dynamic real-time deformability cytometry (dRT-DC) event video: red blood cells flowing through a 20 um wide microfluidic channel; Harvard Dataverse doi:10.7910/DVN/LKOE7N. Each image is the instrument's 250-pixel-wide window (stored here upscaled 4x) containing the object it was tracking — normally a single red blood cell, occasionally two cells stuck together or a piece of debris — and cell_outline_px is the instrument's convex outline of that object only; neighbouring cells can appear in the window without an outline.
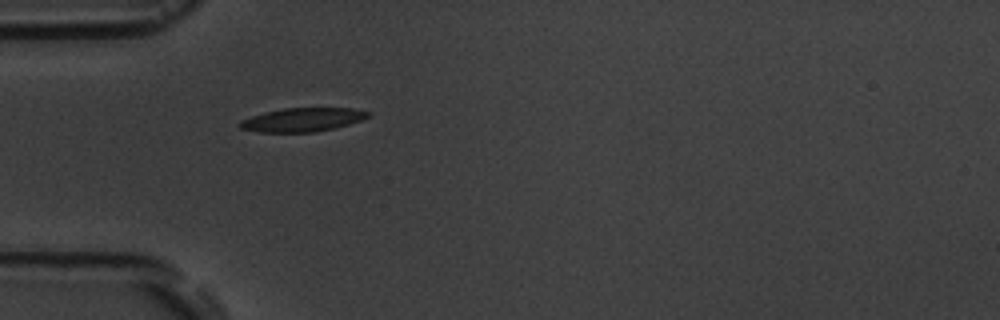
{"species": "common noctule bat (a hibernating species)", "species_latin": "Nyctalus noctula", "temperature_condition": "room temperature", "stored_images_in_passage": 1, "camera_frame_rate_fps": 3000, "um_per_image_px": 0.085, "animal": {"sex": "male", "body_mass_g": 19.5, "forearm_length_mm": 54.6}, "frame": {"image": 1, "passage_image": 1, "time_ms": 0.0, "image_size_px": [1000, 320], "cell_outline_px": [[372, 116], [348, 124], [316, 132], [260, 132], [240, 128], [236, 124], [240, 120], [264, 112], [284, 108], [352, 108], [372, 112]], "centroid_in_image_um": [25.7, 10.17], "position_along_channel_um": 59.3, "area_um2": 17.74}}